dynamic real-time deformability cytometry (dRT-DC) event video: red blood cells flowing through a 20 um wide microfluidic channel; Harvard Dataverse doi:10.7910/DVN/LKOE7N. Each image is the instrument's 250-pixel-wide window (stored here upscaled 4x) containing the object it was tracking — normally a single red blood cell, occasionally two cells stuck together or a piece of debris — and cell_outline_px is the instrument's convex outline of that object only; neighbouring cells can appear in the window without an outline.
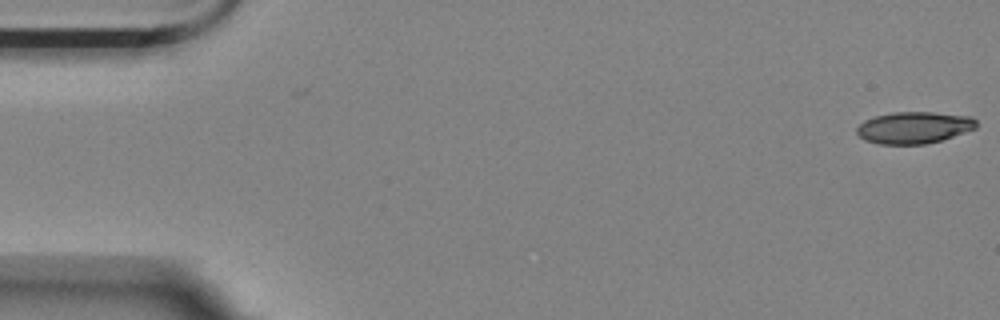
{"species": "Egyptian fruit bat (a non-hibernating species)", "species_latin": "Rousettus aegyptiacus", "temperature_condition": "room temperature", "stored_images_in_passage": 13, "camera_frame_rate_fps": 3000, "um_per_image_px": 0.085, "animal": {"sex": "female"}, "frame": {"image": 1, "passage_image": 1, "time_ms": 0.0, "image_size_px": [1000, 320], "cell_outline_px": [[976, 128], [940, 140], [924, 144], [880, 144], [864, 140], [856, 132], [856, 128], [864, 120], [876, 116], [892, 112], [932, 112], [972, 116], [976, 120]], "centroid_in_image_um": [77.67, 10.84], "position_along_channel_um": 7.3, "area_um2": 22.02}}